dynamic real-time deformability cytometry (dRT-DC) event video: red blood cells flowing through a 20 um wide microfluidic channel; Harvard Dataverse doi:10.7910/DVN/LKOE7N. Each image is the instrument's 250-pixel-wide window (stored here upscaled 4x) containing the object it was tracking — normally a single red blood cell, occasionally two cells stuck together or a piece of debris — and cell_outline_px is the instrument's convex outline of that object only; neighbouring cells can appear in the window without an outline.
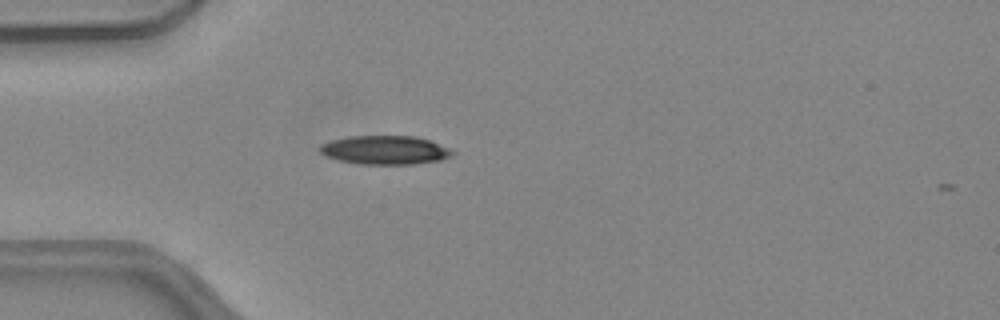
{"species": "common noctule bat (a hibernating species)", "species_latin": "Nyctalus noctula", "temperature_condition": "warm", "stored_images_in_passage": 3, "camera_frame_rate_fps": 3000, "um_per_image_px": 0.085, "animal": {"sex": "female", "body_mass_g": 24.6, "forearm_length_mm": 56.2}, "frame": {"image": 1, "passage_image": 1, "time_ms": 0.0, "image_size_px": [1000, 320], "cell_outline_px": [[456, 152], [452, 156], [440, 160], [412, 164], [360, 164], [340, 160], [328, 156], [320, 152], [320, 144], [332, 140], [348, 136], [416, 136], [428, 140], [448, 148]], "centroid_in_image_um": [32.74, 12.75], "position_along_channel_um": 52.3, "area_um2": 22.02}}